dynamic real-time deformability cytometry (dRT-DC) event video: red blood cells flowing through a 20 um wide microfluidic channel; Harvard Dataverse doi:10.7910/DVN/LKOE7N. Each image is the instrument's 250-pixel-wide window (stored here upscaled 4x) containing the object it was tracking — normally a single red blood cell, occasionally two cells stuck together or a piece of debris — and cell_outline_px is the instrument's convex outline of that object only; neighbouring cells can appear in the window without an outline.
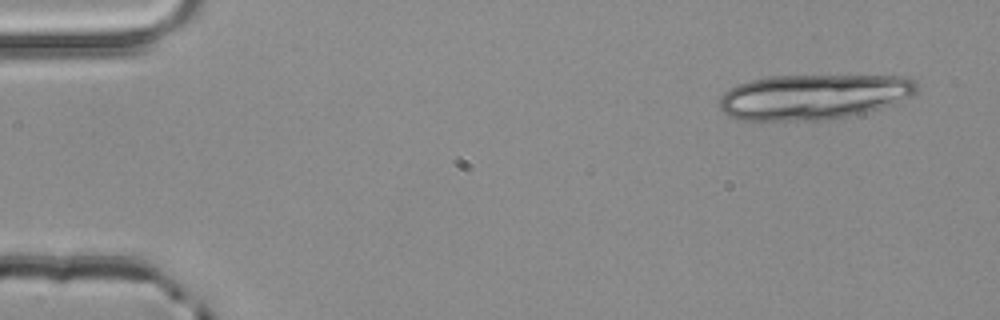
{"species": "common noctule bat (a hibernating species)", "species_latin": "Nyctalus noctula", "temperature_condition": "room temperature", "stored_images_in_passage": 3, "camera_frame_rate_fps": 3000, "um_per_image_px": 0.085, "animal": {"sex": "male", "body_mass_g": 20.4}, "frame": {"image": 1, "passage_image": 1, "time_ms": 0.0, "image_size_px": [1000, 320], "cell_outline_px": [[920, 84], [916, 92], [912, 96], [880, 108], [848, 116], [824, 120], [740, 120], [728, 116], [720, 108], [720, 96], [724, 92], [736, 84], [748, 80], [764, 76], [908, 76], [916, 80]], "centroid_in_image_um": [69.14, 8.21], "position_along_channel_um": 15.9, "area_um2": 52.31}}